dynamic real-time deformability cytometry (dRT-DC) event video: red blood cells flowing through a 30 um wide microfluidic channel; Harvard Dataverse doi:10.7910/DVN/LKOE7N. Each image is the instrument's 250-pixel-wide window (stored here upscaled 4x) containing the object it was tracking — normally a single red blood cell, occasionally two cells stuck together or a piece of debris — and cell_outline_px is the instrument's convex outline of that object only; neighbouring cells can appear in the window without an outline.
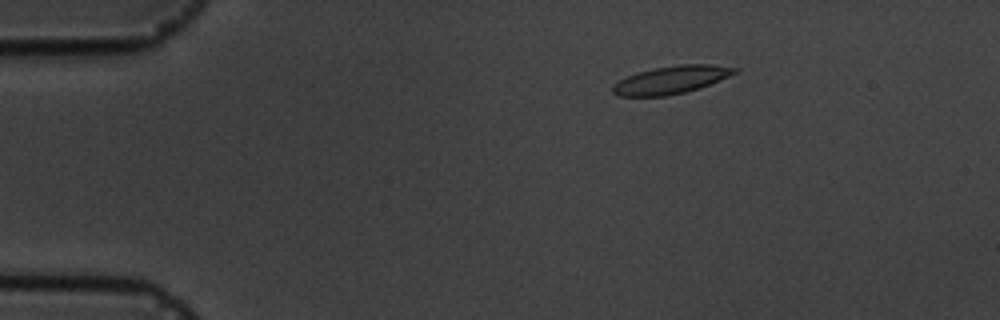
{"species": "common noctule bat (a hibernating species)", "species_latin": "Nyctalus noctula", "temperature_condition": "cold", "stored_images_in_passage": 5, "camera_frame_rate_fps": 3000, "um_per_image_px": 0.085, "animal": {"sex": "male", "body_mass_g": 19.5, "forearm_length_mm": 54.6}, "frame": {"image": 1, "passage_image": 3, "time_ms": 2.333, "image_size_px": [1000, 320], "cell_outline_px": [[740, 68], [736, 72], [720, 80], [700, 88], [668, 96], [620, 96], [612, 92], [612, 84], [628, 76], [652, 68], [680, 64], [712, 64]], "centroid_in_image_um": [57.06, 6.78], "position_along_channel_um": 27.9, "area_um2": 19.71}}
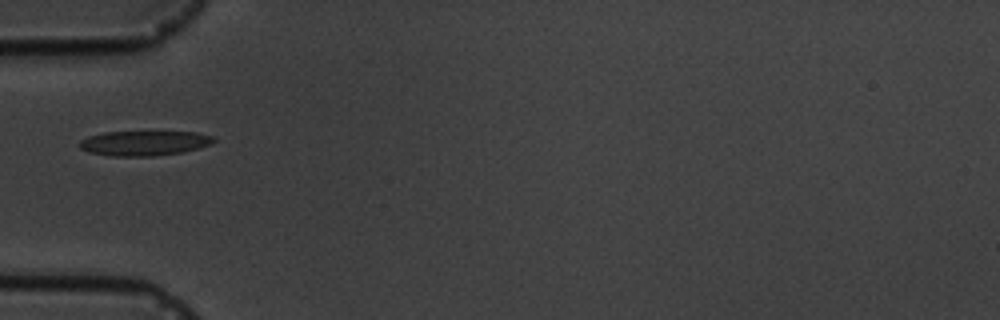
{"frame": {"image": 2, "passage_image": 5, "time_ms": 5.333, "image_size_px": [1000, 320], "cell_outline_px": [[216, 140], [208, 144], [184, 152], [152, 156], [112, 156], [88, 152], [80, 148], [80, 140], [88, 136], [104, 132], [196, 132], [212, 136]], "centroid_in_image_um": [12.21, 12.17], "position_along_channel_um": 72.8, "area_um2": 19.25}}